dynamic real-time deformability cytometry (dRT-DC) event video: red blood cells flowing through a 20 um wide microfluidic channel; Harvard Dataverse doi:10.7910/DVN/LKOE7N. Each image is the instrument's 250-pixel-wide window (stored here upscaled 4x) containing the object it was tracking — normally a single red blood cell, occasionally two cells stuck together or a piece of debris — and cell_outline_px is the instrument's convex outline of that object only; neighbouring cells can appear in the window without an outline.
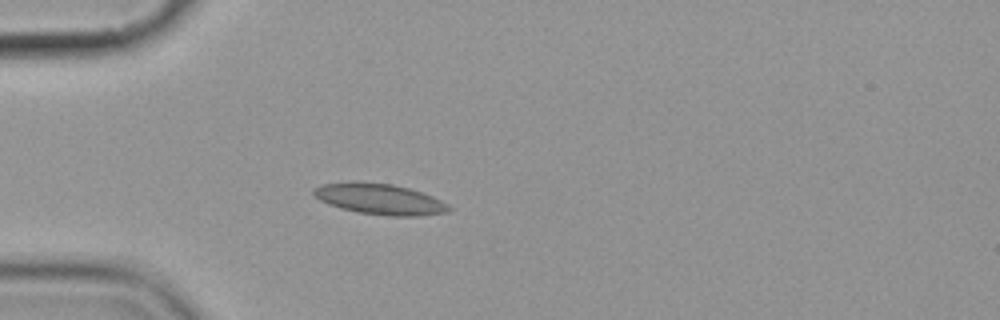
{"species": "common noctule bat (a hibernating species)", "species_latin": "Nyctalus noctula", "temperature_condition": "cold", "stored_images_in_passage": 5, "camera_frame_rate_fps": 3000, "um_per_image_px": 0.085, "animal": {"sex": "female", "body_mass_g": 19.9}, "frame": {"image": 1, "passage_image": 5, "time_ms": 4.667, "image_size_px": [1000, 320], "cell_outline_px": [[452, 208], [444, 212], [420, 216], [388, 216], [356, 212], [340, 208], [328, 204], [320, 200], [312, 192], [312, 188], [324, 184], [392, 184], [408, 188], [432, 196], [448, 204]], "centroid_in_image_um": [32.31, 16.97], "position_along_channel_um": 52.7, "area_um2": 23.41}}